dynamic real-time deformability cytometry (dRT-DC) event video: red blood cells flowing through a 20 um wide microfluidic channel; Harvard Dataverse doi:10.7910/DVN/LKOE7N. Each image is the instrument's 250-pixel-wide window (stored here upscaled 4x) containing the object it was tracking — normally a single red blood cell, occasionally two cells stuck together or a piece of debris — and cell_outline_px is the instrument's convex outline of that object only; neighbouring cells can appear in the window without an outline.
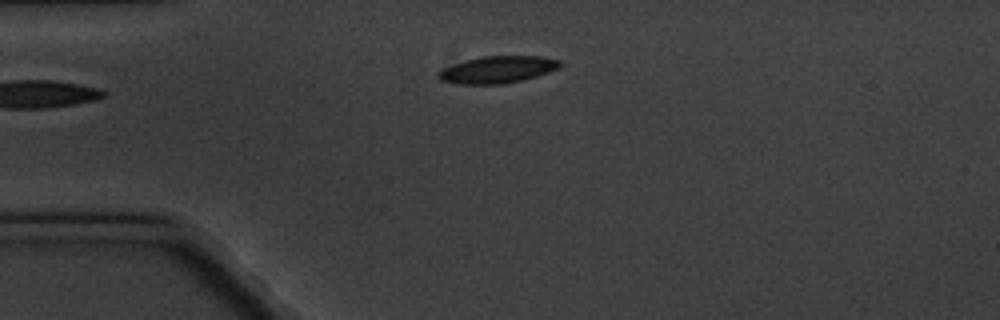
{"species": "common noctule bat (a hibernating species)", "species_latin": "Nyctalus noctula", "temperature_condition": "cold", "stored_images_in_passage": 2, "camera_frame_rate_fps": 3000, "um_per_image_px": 0.085, "animal": {"sex": "male", "body_mass_g": 20.1, "forearm_length_mm": 53.5}, "frame": {"image": 1, "passage_image": 2, "time_ms": 1.333, "image_size_px": [1000, 320], "cell_outline_px": [[560, 64], [556, 68], [548, 72], [536, 76], [504, 84], [456, 84], [440, 80], [436, 76], [436, 72], [444, 68], [480, 56], [540, 56], [560, 60]], "centroid_in_image_um": [42.24, 5.92], "position_along_channel_um": 42.8, "area_um2": 18.9}}